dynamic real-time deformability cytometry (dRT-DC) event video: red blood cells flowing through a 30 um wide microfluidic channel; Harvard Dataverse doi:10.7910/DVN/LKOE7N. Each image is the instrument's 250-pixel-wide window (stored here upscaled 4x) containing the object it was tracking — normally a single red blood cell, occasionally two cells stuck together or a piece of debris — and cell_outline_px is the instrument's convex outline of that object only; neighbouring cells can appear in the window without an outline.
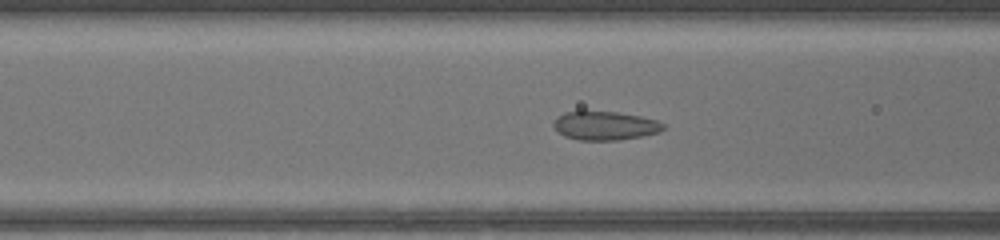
{"species": "common noctule bat (a hibernating species)", "species_latin": "Nyctalus noctula", "temperature_condition": "warm", "stored_images_in_passage": 37, "camera_frame_rate_fps": 3000, "um_per_image_px": 0.085, "animal": {"sex": "female", "body_mass_g": 17.0, "forearm_length_mm": 48.0}, "frame": {"image": 1, "passage_image": 8, "time_ms": 2.333, "image_size_px": [1000, 240], "cell_outline_px": [[664, 128], [660, 132], [620, 140], [580, 140], [564, 136], [552, 124], [556, 116], [564, 112], [616, 112], [640, 116], [656, 120], [664, 124]], "centroid_in_image_um": [51.42, 10.69], "position_along_channel_um": 115.2, "area_um2": 18.15}}
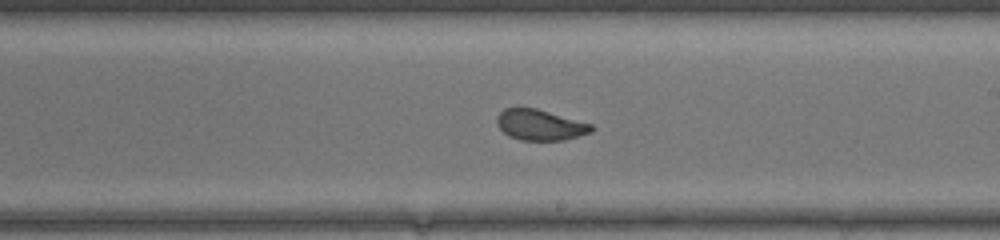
{"frame": {"image": 2, "passage_image": 17, "time_ms": 5.333, "image_size_px": [1000, 240], "cell_outline_px": [[596, 128], [592, 132], [564, 140], [520, 140], [508, 136], [496, 124], [496, 116], [504, 108], [536, 108], [592, 124]], "centroid_in_image_um": [45.9, 10.62], "position_along_channel_um": 243.1, "area_um2": 16.99}}
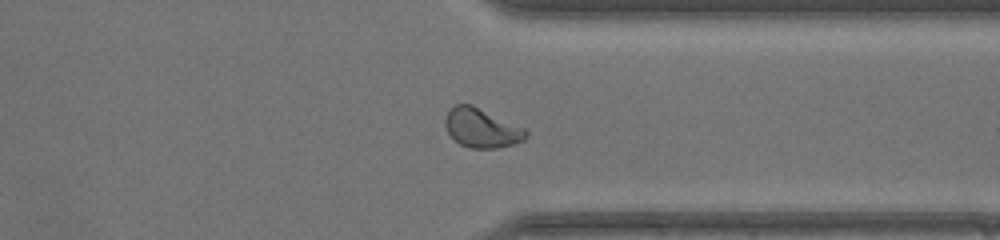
{"frame": {"image": 3, "passage_image": 26, "time_ms": 8.333, "image_size_px": [1000, 240], "cell_outline_px": [[528, 136], [524, 140], [512, 144], [496, 148], [468, 148], [460, 144], [448, 132], [444, 124], [444, 120], [448, 112], [456, 104], [472, 104], [524, 128], [528, 132]], "centroid_in_image_um": [40.94, 10.88], "position_along_channel_um": 370.5, "area_um2": 18.26}, "authors_computed_cell_mechanics": {"area_um2": 18.1492, "velocity_mm_per_s": 4.2669, "shape_relaxation_time_tau1_ms": 4.6922, "shape_relaxation_time_tau2_ms": null, "deformation_change_tau1": 0.126, "deformation_change_tau2": null}}